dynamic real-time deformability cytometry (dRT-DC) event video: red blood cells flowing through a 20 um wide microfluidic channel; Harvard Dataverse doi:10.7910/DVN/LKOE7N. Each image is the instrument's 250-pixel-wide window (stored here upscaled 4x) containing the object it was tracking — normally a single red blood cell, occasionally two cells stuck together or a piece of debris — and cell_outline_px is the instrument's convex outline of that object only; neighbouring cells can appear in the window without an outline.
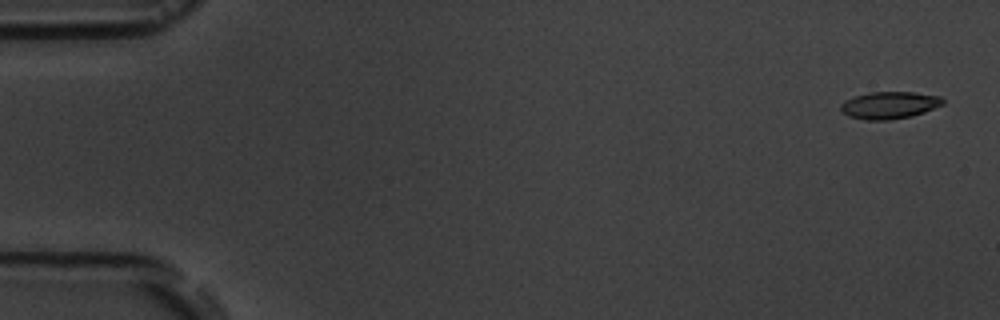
{"species": "common noctule bat (a hibernating species)", "species_latin": "Nyctalus noctula", "temperature_condition": "room temperature", "stored_images_in_passage": 6, "camera_frame_rate_fps": 3000, "um_per_image_px": 0.085, "animal": {"sex": "male", "body_mass_g": 19.5, "forearm_length_mm": 54.6}, "frame": {"image": 1, "passage_image": 1, "time_ms": 0.0, "image_size_px": [1000, 320], "cell_outline_px": [[944, 104], [924, 112], [912, 116], [888, 120], [864, 120], [848, 116], [840, 108], [840, 104], [844, 100], [868, 92], [916, 92], [940, 96], [944, 100]], "centroid_in_image_um": [75.6, 8.94], "position_along_channel_um": 9.4, "area_um2": 16.24}}
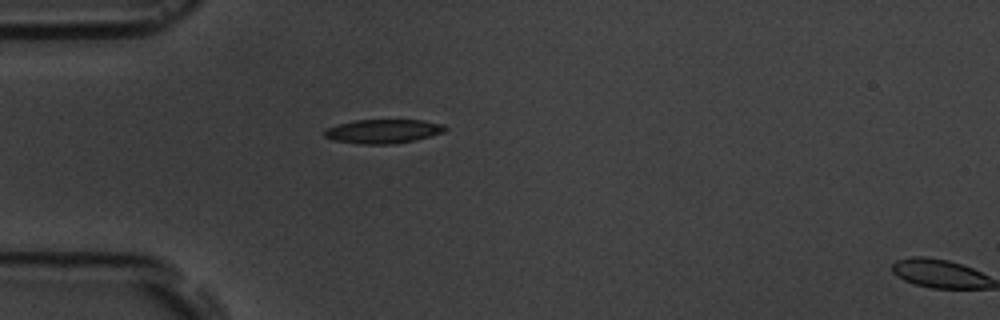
{"frame": {"image": 2, "passage_image": 5, "time_ms": 4.667, "image_size_px": [1000, 320], "cell_outline_px": [[448, 128], [444, 132], [416, 140], [396, 144], [364, 144], [336, 140], [324, 136], [324, 132], [328, 128], [352, 120], [424, 120], [444, 124]], "centroid_in_image_um": [32.64, 11.15], "position_along_channel_um": 52.4, "area_um2": 16.82}}